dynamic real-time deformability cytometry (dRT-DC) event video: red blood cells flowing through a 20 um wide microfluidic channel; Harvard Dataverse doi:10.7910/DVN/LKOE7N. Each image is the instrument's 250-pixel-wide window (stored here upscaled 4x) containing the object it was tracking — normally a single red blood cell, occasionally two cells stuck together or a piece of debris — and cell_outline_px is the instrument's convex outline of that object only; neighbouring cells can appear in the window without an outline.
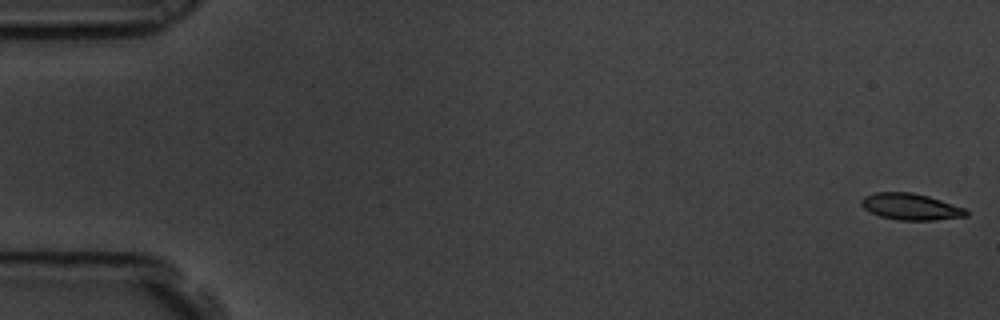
{"species": "common noctule bat (a hibernating species)", "species_latin": "Nyctalus noctula", "temperature_condition": "room temperature", "stored_images_in_passage": 59, "camera_frame_rate_fps": 3000, "um_per_image_px": 0.085, "animal": {"sex": "male", "body_mass_g": 19.5, "forearm_length_mm": 54.6}, "frame": {"image": 1, "passage_image": 1, "time_ms": 0.0, "image_size_px": [1000, 320], "cell_outline_px": [[968, 216], [932, 220], [896, 220], [880, 216], [864, 208], [860, 204], [860, 200], [864, 196], [876, 192], [912, 192], [928, 196], [968, 208]], "centroid_in_image_um": [77.44, 17.56], "position_along_channel_um": 7.6, "area_um2": 16.3}}
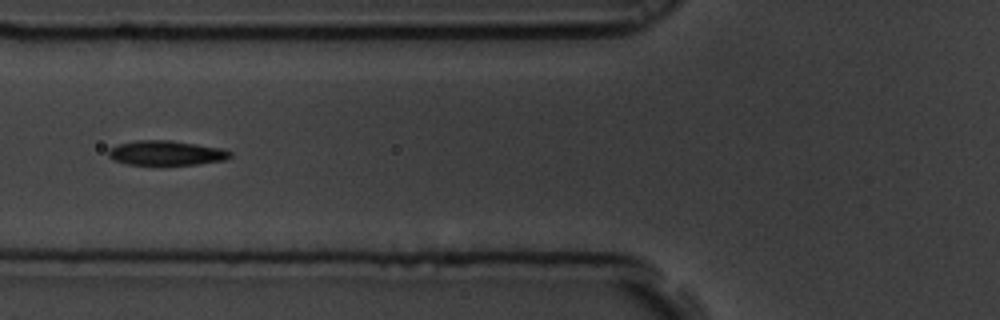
{"frame": {"image": 2, "passage_image": 23, "time_ms": 7.333, "image_size_px": [1000, 320], "cell_outline_px": [[232, 156], [224, 160], [196, 164], [128, 164], [112, 160], [108, 156], [108, 148], [116, 144], [136, 140], [172, 140], [224, 148], [232, 152]], "centroid_in_image_um": [14.11, 12.98], "position_along_channel_um": 111.7, "area_um2": 17.63}}
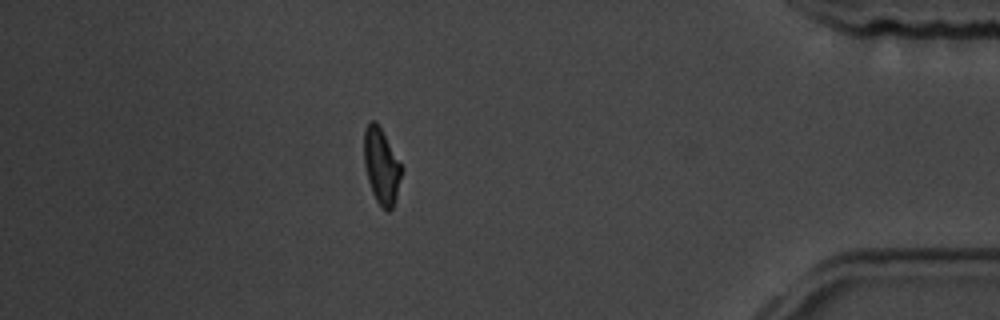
{"frame": {"image": 3, "passage_image": 52, "time_ms": 17.0, "image_size_px": [1000, 320], "cell_outline_px": [[404, 168], [396, 196], [392, 208], [388, 212], [376, 200], [372, 192], [368, 180], [364, 164], [364, 132], [368, 124], [372, 120], [376, 120]], "centroid_in_image_um": [32.43, 14.1], "position_along_channel_um": 402.8, "area_um2": 16.47}, "authors_computed_cell_mechanics": {"area_um2": 17.2822, "velocity_mm_per_s": 3.4572, "shape_relaxation_time_tau1_ms": 3.3898, "shape_relaxation_time_tau2_ms": 2.0194, "deformation_change_tau1": 0.1545, "deformation_change_tau2": 0.0806}}